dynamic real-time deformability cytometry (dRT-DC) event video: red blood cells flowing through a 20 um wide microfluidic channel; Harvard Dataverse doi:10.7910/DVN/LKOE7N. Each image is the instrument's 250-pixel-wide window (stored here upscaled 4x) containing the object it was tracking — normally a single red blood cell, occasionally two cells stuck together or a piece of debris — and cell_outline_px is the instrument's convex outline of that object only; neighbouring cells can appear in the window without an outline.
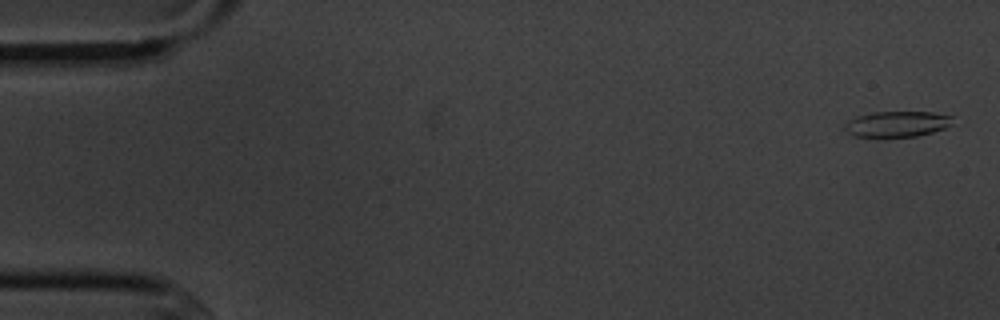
{"species": "common noctule bat (a hibernating species)", "species_latin": "Nyctalus noctula", "temperature_condition": "cold", "stored_images_in_passage": 6, "camera_frame_rate_fps": 3000, "um_per_image_px": 0.085, "animal": {"sex": "male", "body_mass_g": 20.1, "forearm_length_mm": 53.5}, "frame": {"image": 1, "passage_image": 1, "time_ms": 0.0, "image_size_px": [1000, 320], "cell_outline_px": [[952, 124], [944, 128], [932, 132], [916, 136], [880, 140], [856, 136], [848, 132], [844, 128], [844, 124], [848, 120], [856, 116], [872, 112], [932, 112], [952, 116]], "centroid_in_image_um": [76.19, 10.58], "position_along_channel_um": 8.8, "area_um2": 16.82}}